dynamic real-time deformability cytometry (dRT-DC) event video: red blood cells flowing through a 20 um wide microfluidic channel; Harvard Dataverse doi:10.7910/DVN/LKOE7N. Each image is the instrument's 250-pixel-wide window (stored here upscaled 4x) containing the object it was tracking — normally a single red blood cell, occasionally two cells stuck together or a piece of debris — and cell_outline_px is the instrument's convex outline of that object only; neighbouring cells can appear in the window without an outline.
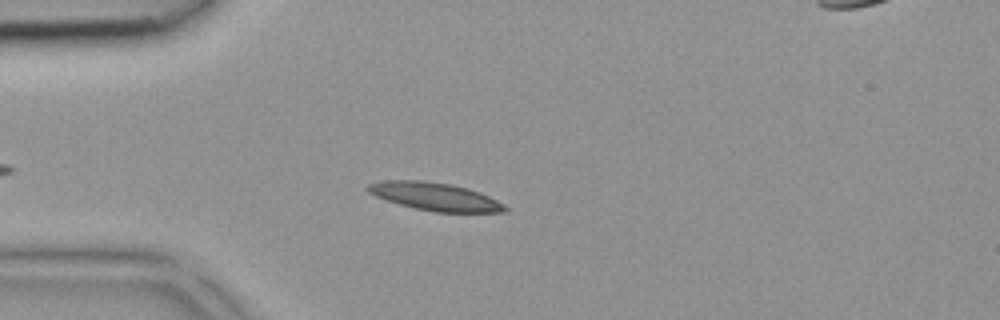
{"species": "common noctule bat (a hibernating species)", "species_latin": "Nyctalus noctula", "temperature_condition": "room temperature", "stored_images_in_passage": 34, "camera_frame_rate_fps": 3000, "um_per_image_px": 0.085, "animal": {"sex": "female", "body_mass_g": 18.4}, "frame": {"image": 1, "passage_image": 11, "time_ms": 3.333, "image_size_px": [1000, 320], "cell_outline_px": [[504, 208], [496, 212], [440, 212], [420, 208], [404, 204], [380, 196], [372, 192], [368, 188], [376, 184], [444, 184], [464, 188], [476, 192], [500, 204]], "centroid_in_image_um": [37.16, 16.8], "position_along_channel_um": 47.8, "area_um2": 18.67}}
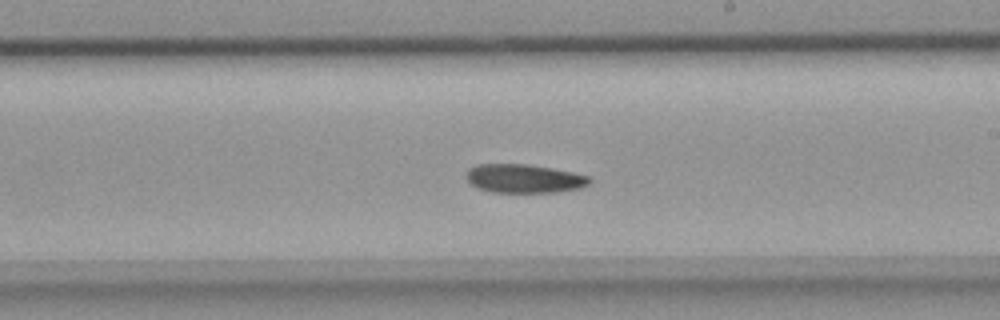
{"frame": {"image": 2, "passage_image": 24, "time_ms": 7.667, "image_size_px": [1000, 320], "cell_outline_px": [[588, 180], [584, 184], [568, 188], [532, 192], [508, 192], [484, 188], [476, 184], [468, 176], [468, 172], [472, 168], [488, 164], [516, 164], [544, 168], [584, 176]], "centroid_in_image_um": [44.44, 15.15], "position_along_channel_um": 244.6, "area_um2": 17.86}}
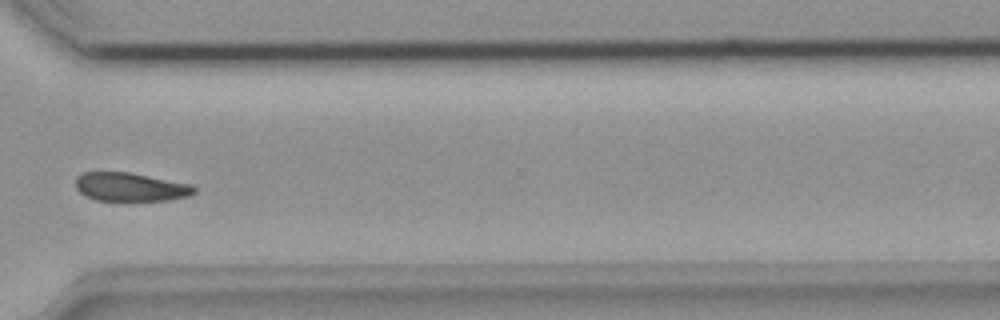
{"frame": {"image": 3, "passage_image": 31, "time_ms": 10.0, "image_size_px": [1000, 320], "cell_outline_px": [[192, 192], [180, 196], [160, 200], [100, 200], [88, 196], [80, 192], [76, 184], [76, 180], [84, 172], [124, 172], [144, 176], [180, 184], [192, 188]], "centroid_in_image_um": [10.87, 15.89], "position_along_channel_um": 359.7, "area_um2": 17.98}}